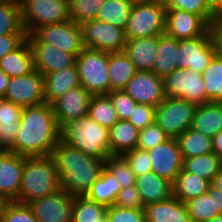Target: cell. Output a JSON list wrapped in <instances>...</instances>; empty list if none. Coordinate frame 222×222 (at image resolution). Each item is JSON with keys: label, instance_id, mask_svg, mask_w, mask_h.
<instances>
[{"label": "cell", "instance_id": "obj_1", "mask_svg": "<svg viewBox=\"0 0 222 222\" xmlns=\"http://www.w3.org/2000/svg\"><path fill=\"white\" fill-rule=\"evenodd\" d=\"M19 131L8 150L22 156L50 155L60 140V128L51 104L43 103L22 109Z\"/></svg>", "mask_w": 222, "mask_h": 222}, {"label": "cell", "instance_id": "obj_2", "mask_svg": "<svg viewBox=\"0 0 222 222\" xmlns=\"http://www.w3.org/2000/svg\"><path fill=\"white\" fill-rule=\"evenodd\" d=\"M58 170L61 189L71 195H85L100 177L105 161L84 154L61 140L50 154Z\"/></svg>", "mask_w": 222, "mask_h": 222}, {"label": "cell", "instance_id": "obj_3", "mask_svg": "<svg viewBox=\"0 0 222 222\" xmlns=\"http://www.w3.org/2000/svg\"><path fill=\"white\" fill-rule=\"evenodd\" d=\"M59 190L58 170L51 155L25 157L20 191L15 202L28 204Z\"/></svg>", "mask_w": 222, "mask_h": 222}, {"label": "cell", "instance_id": "obj_4", "mask_svg": "<svg viewBox=\"0 0 222 222\" xmlns=\"http://www.w3.org/2000/svg\"><path fill=\"white\" fill-rule=\"evenodd\" d=\"M60 140L88 156L104 161L111 157L109 129L89 115L66 123L60 130Z\"/></svg>", "mask_w": 222, "mask_h": 222}, {"label": "cell", "instance_id": "obj_5", "mask_svg": "<svg viewBox=\"0 0 222 222\" xmlns=\"http://www.w3.org/2000/svg\"><path fill=\"white\" fill-rule=\"evenodd\" d=\"M26 35L50 24L70 20L69 0H19Z\"/></svg>", "mask_w": 222, "mask_h": 222}, {"label": "cell", "instance_id": "obj_6", "mask_svg": "<svg viewBox=\"0 0 222 222\" xmlns=\"http://www.w3.org/2000/svg\"><path fill=\"white\" fill-rule=\"evenodd\" d=\"M79 82L92 96L110 92L108 52L84 48L76 57Z\"/></svg>", "mask_w": 222, "mask_h": 222}, {"label": "cell", "instance_id": "obj_7", "mask_svg": "<svg viewBox=\"0 0 222 222\" xmlns=\"http://www.w3.org/2000/svg\"><path fill=\"white\" fill-rule=\"evenodd\" d=\"M166 32V7L145 2L133 4L125 28L126 39L156 37Z\"/></svg>", "mask_w": 222, "mask_h": 222}, {"label": "cell", "instance_id": "obj_8", "mask_svg": "<svg viewBox=\"0 0 222 222\" xmlns=\"http://www.w3.org/2000/svg\"><path fill=\"white\" fill-rule=\"evenodd\" d=\"M197 105L180 98H165L155 111V123L169 138H177L192 127Z\"/></svg>", "mask_w": 222, "mask_h": 222}, {"label": "cell", "instance_id": "obj_9", "mask_svg": "<svg viewBox=\"0 0 222 222\" xmlns=\"http://www.w3.org/2000/svg\"><path fill=\"white\" fill-rule=\"evenodd\" d=\"M162 79L167 98L185 99L197 106L210 102L206 97L202 73L178 68Z\"/></svg>", "mask_w": 222, "mask_h": 222}, {"label": "cell", "instance_id": "obj_10", "mask_svg": "<svg viewBox=\"0 0 222 222\" xmlns=\"http://www.w3.org/2000/svg\"><path fill=\"white\" fill-rule=\"evenodd\" d=\"M80 25L84 48L108 53L124 51L126 45L124 29L97 19L82 22Z\"/></svg>", "mask_w": 222, "mask_h": 222}, {"label": "cell", "instance_id": "obj_11", "mask_svg": "<svg viewBox=\"0 0 222 222\" xmlns=\"http://www.w3.org/2000/svg\"><path fill=\"white\" fill-rule=\"evenodd\" d=\"M217 54L210 29L194 39L179 40L177 47L178 68L203 73Z\"/></svg>", "mask_w": 222, "mask_h": 222}, {"label": "cell", "instance_id": "obj_12", "mask_svg": "<svg viewBox=\"0 0 222 222\" xmlns=\"http://www.w3.org/2000/svg\"><path fill=\"white\" fill-rule=\"evenodd\" d=\"M38 222H73L74 195L59 190L53 195L45 196L28 203Z\"/></svg>", "mask_w": 222, "mask_h": 222}, {"label": "cell", "instance_id": "obj_13", "mask_svg": "<svg viewBox=\"0 0 222 222\" xmlns=\"http://www.w3.org/2000/svg\"><path fill=\"white\" fill-rule=\"evenodd\" d=\"M33 34L41 42L51 44L62 51L74 54L76 57L84 49L81 25L71 19L43 26Z\"/></svg>", "mask_w": 222, "mask_h": 222}, {"label": "cell", "instance_id": "obj_14", "mask_svg": "<svg viewBox=\"0 0 222 222\" xmlns=\"http://www.w3.org/2000/svg\"><path fill=\"white\" fill-rule=\"evenodd\" d=\"M3 98L22 108L45 103L43 75L35 69L27 75L10 78Z\"/></svg>", "mask_w": 222, "mask_h": 222}, {"label": "cell", "instance_id": "obj_15", "mask_svg": "<svg viewBox=\"0 0 222 222\" xmlns=\"http://www.w3.org/2000/svg\"><path fill=\"white\" fill-rule=\"evenodd\" d=\"M26 39L31 47L34 67L42 75L58 72L76 64L74 54L62 51L55 46L41 42L34 34L27 35Z\"/></svg>", "mask_w": 222, "mask_h": 222}, {"label": "cell", "instance_id": "obj_16", "mask_svg": "<svg viewBox=\"0 0 222 222\" xmlns=\"http://www.w3.org/2000/svg\"><path fill=\"white\" fill-rule=\"evenodd\" d=\"M148 153L152 172L173 184L176 176L182 171L184 162L176 138H169L148 150Z\"/></svg>", "mask_w": 222, "mask_h": 222}, {"label": "cell", "instance_id": "obj_17", "mask_svg": "<svg viewBox=\"0 0 222 222\" xmlns=\"http://www.w3.org/2000/svg\"><path fill=\"white\" fill-rule=\"evenodd\" d=\"M124 91L137 103L158 107L166 98L163 79L152 71H138Z\"/></svg>", "mask_w": 222, "mask_h": 222}, {"label": "cell", "instance_id": "obj_18", "mask_svg": "<svg viewBox=\"0 0 222 222\" xmlns=\"http://www.w3.org/2000/svg\"><path fill=\"white\" fill-rule=\"evenodd\" d=\"M91 97L92 95L80 85L55 99L51 106L59 128L72 120L88 115Z\"/></svg>", "mask_w": 222, "mask_h": 222}, {"label": "cell", "instance_id": "obj_19", "mask_svg": "<svg viewBox=\"0 0 222 222\" xmlns=\"http://www.w3.org/2000/svg\"><path fill=\"white\" fill-rule=\"evenodd\" d=\"M210 25L199 15L181 9H166V34L178 40L204 35Z\"/></svg>", "mask_w": 222, "mask_h": 222}, {"label": "cell", "instance_id": "obj_20", "mask_svg": "<svg viewBox=\"0 0 222 222\" xmlns=\"http://www.w3.org/2000/svg\"><path fill=\"white\" fill-rule=\"evenodd\" d=\"M25 157L0 150V194L8 202L18 198Z\"/></svg>", "mask_w": 222, "mask_h": 222}, {"label": "cell", "instance_id": "obj_21", "mask_svg": "<svg viewBox=\"0 0 222 222\" xmlns=\"http://www.w3.org/2000/svg\"><path fill=\"white\" fill-rule=\"evenodd\" d=\"M145 216L146 222H191L185 203L175 196L147 204Z\"/></svg>", "mask_w": 222, "mask_h": 222}, {"label": "cell", "instance_id": "obj_22", "mask_svg": "<svg viewBox=\"0 0 222 222\" xmlns=\"http://www.w3.org/2000/svg\"><path fill=\"white\" fill-rule=\"evenodd\" d=\"M22 107L0 98V150H9L16 140Z\"/></svg>", "mask_w": 222, "mask_h": 222}, {"label": "cell", "instance_id": "obj_23", "mask_svg": "<svg viewBox=\"0 0 222 222\" xmlns=\"http://www.w3.org/2000/svg\"><path fill=\"white\" fill-rule=\"evenodd\" d=\"M44 96L46 103L51 104L55 99L80 86L78 68L75 65L59 70L58 72L43 75Z\"/></svg>", "mask_w": 222, "mask_h": 222}, {"label": "cell", "instance_id": "obj_24", "mask_svg": "<svg viewBox=\"0 0 222 222\" xmlns=\"http://www.w3.org/2000/svg\"><path fill=\"white\" fill-rule=\"evenodd\" d=\"M136 187L144 205L169 199L173 196L172 183L154 172L136 177Z\"/></svg>", "mask_w": 222, "mask_h": 222}, {"label": "cell", "instance_id": "obj_25", "mask_svg": "<svg viewBox=\"0 0 222 222\" xmlns=\"http://www.w3.org/2000/svg\"><path fill=\"white\" fill-rule=\"evenodd\" d=\"M157 36L126 39L124 52L132 60L137 71H152L156 57Z\"/></svg>", "mask_w": 222, "mask_h": 222}, {"label": "cell", "instance_id": "obj_26", "mask_svg": "<svg viewBox=\"0 0 222 222\" xmlns=\"http://www.w3.org/2000/svg\"><path fill=\"white\" fill-rule=\"evenodd\" d=\"M191 128L210 138L218 134L222 130V103L198 105Z\"/></svg>", "mask_w": 222, "mask_h": 222}, {"label": "cell", "instance_id": "obj_27", "mask_svg": "<svg viewBox=\"0 0 222 222\" xmlns=\"http://www.w3.org/2000/svg\"><path fill=\"white\" fill-rule=\"evenodd\" d=\"M179 40L164 33L157 36L156 57L153 69L157 76L165 77L178 69L177 47Z\"/></svg>", "mask_w": 222, "mask_h": 222}, {"label": "cell", "instance_id": "obj_28", "mask_svg": "<svg viewBox=\"0 0 222 222\" xmlns=\"http://www.w3.org/2000/svg\"><path fill=\"white\" fill-rule=\"evenodd\" d=\"M140 130L128 120H118L109 129L111 156H122L127 151L137 148Z\"/></svg>", "mask_w": 222, "mask_h": 222}, {"label": "cell", "instance_id": "obj_29", "mask_svg": "<svg viewBox=\"0 0 222 222\" xmlns=\"http://www.w3.org/2000/svg\"><path fill=\"white\" fill-rule=\"evenodd\" d=\"M132 60L123 52L108 53V76L110 91L124 90L137 73Z\"/></svg>", "mask_w": 222, "mask_h": 222}, {"label": "cell", "instance_id": "obj_30", "mask_svg": "<svg viewBox=\"0 0 222 222\" xmlns=\"http://www.w3.org/2000/svg\"><path fill=\"white\" fill-rule=\"evenodd\" d=\"M0 69L10 78L24 76L35 70L31 47L27 39L14 51L0 59Z\"/></svg>", "mask_w": 222, "mask_h": 222}, {"label": "cell", "instance_id": "obj_31", "mask_svg": "<svg viewBox=\"0 0 222 222\" xmlns=\"http://www.w3.org/2000/svg\"><path fill=\"white\" fill-rule=\"evenodd\" d=\"M121 189L119 182L105 167L100 177L92 184L85 196L90 200L110 207L113 206Z\"/></svg>", "mask_w": 222, "mask_h": 222}, {"label": "cell", "instance_id": "obj_32", "mask_svg": "<svg viewBox=\"0 0 222 222\" xmlns=\"http://www.w3.org/2000/svg\"><path fill=\"white\" fill-rule=\"evenodd\" d=\"M172 186L173 196L185 203L187 200L206 193L210 182L182 169Z\"/></svg>", "mask_w": 222, "mask_h": 222}, {"label": "cell", "instance_id": "obj_33", "mask_svg": "<svg viewBox=\"0 0 222 222\" xmlns=\"http://www.w3.org/2000/svg\"><path fill=\"white\" fill-rule=\"evenodd\" d=\"M222 169V159L214 152L200 156L184 158L183 170L211 182Z\"/></svg>", "mask_w": 222, "mask_h": 222}, {"label": "cell", "instance_id": "obj_34", "mask_svg": "<svg viewBox=\"0 0 222 222\" xmlns=\"http://www.w3.org/2000/svg\"><path fill=\"white\" fill-rule=\"evenodd\" d=\"M184 158L212 153V138L190 128L176 138Z\"/></svg>", "mask_w": 222, "mask_h": 222}, {"label": "cell", "instance_id": "obj_35", "mask_svg": "<svg viewBox=\"0 0 222 222\" xmlns=\"http://www.w3.org/2000/svg\"><path fill=\"white\" fill-rule=\"evenodd\" d=\"M191 222H208L219 215L215 209L214 188L209 186L208 191L185 202Z\"/></svg>", "mask_w": 222, "mask_h": 222}, {"label": "cell", "instance_id": "obj_36", "mask_svg": "<svg viewBox=\"0 0 222 222\" xmlns=\"http://www.w3.org/2000/svg\"><path fill=\"white\" fill-rule=\"evenodd\" d=\"M132 7L133 4L127 0H106L96 19L125 30Z\"/></svg>", "mask_w": 222, "mask_h": 222}, {"label": "cell", "instance_id": "obj_37", "mask_svg": "<svg viewBox=\"0 0 222 222\" xmlns=\"http://www.w3.org/2000/svg\"><path fill=\"white\" fill-rule=\"evenodd\" d=\"M206 97L210 102L222 103V57L216 54L202 73Z\"/></svg>", "mask_w": 222, "mask_h": 222}, {"label": "cell", "instance_id": "obj_38", "mask_svg": "<svg viewBox=\"0 0 222 222\" xmlns=\"http://www.w3.org/2000/svg\"><path fill=\"white\" fill-rule=\"evenodd\" d=\"M11 33H25L19 0H0V36Z\"/></svg>", "mask_w": 222, "mask_h": 222}, {"label": "cell", "instance_id": "obj_39", "mask_svg": "<svg viewBox=\"0 0 222 222\" xmlns=\"http://www.w3.org/2000/svg\"><path fill=\"white\" fill-rule=\"evenodd\" d=\"M88 115L107 129H110L119 120L115 108L106 94L91 97Z\"/></svg>", "mask_w": 222, "mask_h": 222}, {"label": "cell", "instance_id": "obj_40", "mask_svg": "<svg viewBox=\"0 0 222 222\" xmlns=\"http://www.w3.org/2000/svg\"><path fill=\"white\" fill-rule=\"evenodd\" d=\"M108 207L90 200L85 195L74 196V220L73 222H99L107 213Z\"/></svg>", "mask_w": 222, "mask_h": 222}, {"label": "cell", "instance_id": "obj_41", "mask_svg": "<svg viewBox=\"0 0 222 222\" xmlns=\"http://www.w3.org/2000/svg\"><path fill=\"white\" fill-rule=\"evenodd\" d=\"M106 0H69V16L77 24L96 19Z\"/></svg>", "mask_w": 222, "mask_h": 222}, {"label": "cell", "instance_id": "obj_42", "mask_svg": "<svg viewBox=\"0 0 222 222\" xmlns=\"http://www.w3.org/2000/svg\"><path fill=\"white\" fill-rule=\"evenodd\" d=\"M105 167L116 178L122 188L136 185V176L122 156H111L105 161Z\"/></svg>", "mask_w": 222, "mask_h": 222}, {"label": "cell", "instance_id": "obj_43", "mask_svg": "<svg viewBox=\"0 0 222 222\" xmlns=\"http://www.w3.org/2000/svg\"><path fill=\"white\" fill-rule=\"evenodd\" d=\"M166 9H181L201 16L209 25L217 18L204 0H170Z\"/></svg>", "mask_w": 222, "mask_h": 222}, {"label": "cell", "instance_id": "obj_44", "mask_svg": "<svg viewBox=\"0 0 222 222\" xmlns=\"http://www.w3.org/2000/svg\"><path fill=\"white\" fill-rule=\"evenodd\" d=\"M0 222H38L28 204L8 202L3 210Z\"/></svg>", "mask_w": 222, "mask_h": 222}, {"label": "cell", "instance_id": "obj_45", "mask_svg": "<svg viewBox=\"0 0 222 222\" xmlns=\"http://www.w3.org/2000/svg\"><path fill=\"white\" fill-rule=\"evenodd\" d=\"M136 177L152 172L150 156L147 150L135 148L122 155Z\"/></svg>", "mask_w": 222, "mask_h": 222}, {"label": "cell", "instance_id": "obj_46", "mask_svg": "<svg viewBox=\"0 0 222 222\" xmlns=\"http://www.w3.org/2000/svg\"><path fill=\"white\" fill-rule=\"evenodd\" d=\"M115 108L118 119L129 120L137 103L124 91L115 90L106 94Z\"/></svg>", "mask_w": 222, "mask_h": 222}, {"label": "cell", "instance_id": "obj_47", "mask_svg": "<svg viewBox=\"0 0 222 222\" xmlns=\"http://www.w3.org/2000/svg\"><path fill=\"white\" fill-rule=\"evenodd\" d=\"M168 139L167 134L154 122L140 130L137 148L148 151Z\"/></svg>", "mask_w": 222, "mask_h": 222}, {"label": "cell", "instance_id": "obj_48", "mask_svg": "<svg viewBox=\"0 0 222 222\" xmlns=\"http://www.w3.org/2000/svg\"><path fill=\"white\" fill-rule=\"evenodd\" d=\"M109 222H146L145 209L110 206L107 209Z\"/></svg>", "mask_w": 222, "mask_h": 222}, {"label": "cell", "instance_id": "obj_49", "mask_svg": "<svg viewBox=\"0 0 222 222\" xmlns=\"http://www.w3.org/2000/svg\"><path fill=\"white\" fill-rule=\"evenodd\" d=\"M116 207L145 209L141 194L136 185L122 188L113 204Z\"/></svg>", "mask_w": 222, "mask_h": 222}, {"label": "cell", "instance_id": "obj_50", "mask_svg": "<svg viewBox=\"0 0 222 222\" xmlns=\"http://www.w3.org/2000/svg\"><path fill=\"white\" fill-rule=\"evenodd\" d=\"M155 111L156 107L151 105L137 104L128 121L139 130L144 129L155 122Z\"/></svg>", "mask_w": 222, "mask_h": 222}, {"label": "cell", "instance_id": "obj_51", "mask_svg": "<svg viewBox=\"0 0 222 222\" xmlns=\"http://www.w3.org/2000/svg\"><path fill=\"white\" fill-rule=\"evenodd\" d=\"M26 33H11L0 36V59L7 53L14 51L18 48L25 40Z\"/></svg>", "mask_w": 222, "mask_h": 222}, {"label": "cell", "instance_id": "obj_52", "mask_svg": "<svg viewBox=\"0 0 222 222\" xmlns=\"http://www.w3.org/2000/svg\"><path fill=\"white\" fill-rule=\"evenodd\" d=\"M210 32L216 48V52L222 57V16L217 18L210 25Z\"/></svg>", "mask_w": 222, "mask_h": 222}, {"label": "cell", "instance_id": "obj_53", "mask_svg": "<svg viewBox=\"0 0 222 222\" xmlns=\"http://www.w3.org/2000/svg\"><path fill=\"white\" fill-rule=\"evenodd\" d=\"M212 150L222 159V130L212 138Z\"/></svg>", "mask_w": 222, "mask_h": 222}, {"label": "cell", "instance_id": "obj_54", "mask_svg": "<svg viewBox=\"0 0 222 222\" xmlns=\"http://www.w3.org/2000/svg\"><path fill=\"white\" fill-rule=\"evenodd\" d=\"M9 81L10 77L7 76L2 69H0V98L5 96L8 89Z\"/></svg>", "mask_w": 222, "mask_h": 222}, {"label": "cell", "instance_id": "obj_55", "mask_svg": "<svg viewBox=\"0 0 222 222\" xmlns=\"http://www.w3.org/2000/svg\"><path fill=\"white\" fill-rule=\"evenodd\" d=\"M210 186L216 190L222 191V169L212 178Z\"/></svg>", "mask_w": 222, "mask_h": 222}, {"label": "cell", "instance_id": "obj_56", "mask_svg": "<svg viewBox=\"0 0 222 222\" xmlns=\"http://www.w3.org/2000/svg\"><path fill=\"white\" fill-rule=\"evenodd\" d=\"M215 209L219 210V215H222V191L214 189Z\"/></svg>", "mask_w": 222, "mask_h": 222}, {"label": "cell", "instance_id": "obj_57", "mask_svg": "<svg viewBox=\"0 0 222 222\" xmlns=\"http://www.w3.org/2000/svg\"><path fill=\"white\" fill-rule=\"evenodd\" d=\"M207 6L215 13L216 16H219V0H204Z\"/></svg>", "mask_w": 222, "mask_h": 222}, {"label": "cell", "instance_id": "obj_58", "mask_svg": "<svg viewBox=\"0 0 222 222\" xmlns=\"http://www.w3.org/2000/svg\"><path fill=\"white\" fill-rule=\"evenodd\" d=\"M8 201L0 194V218Z\"/></svg>", "mask_w": 222, "mask_h": 222}, {"label": "cell", "instance_id": "obj_59", "mask_svg": "<svg viewBox=\"0 0 222 222\" xmlns=\"http://www.w3.org/2000/svg\"><path fill=\"white\" fill-rule=\"evenodd\" d=\"M170 0H149V2L158 3L166 6Z\"/></svg>", "mask_w": 222, "mask_h": 222}, {"label": "cell", "instance_id": "obj_60", "mask_svg": "<svg viewBox=\"0 0 222 222\" xmlns=\"http://www.w3.org/2000/svg\"><path fill=\"white\" fill-rule=\"evenodd\" d=\"M208 222H222V215H218Z\"/></svg>", "mask_w": 222, "mask_h": 222}, {"label": "cell", "instance_id": "obj_61", "mask_svg": "<svg viewBox=\"0 0 222 222\" xmlns=\"http://www.w3.org/2000/svg\"><path fill=\"white\" fill-rule=\"evenodd\" d=\"M127 1L131 2L132 4L149 2V0H127Z\"/></svg>", "mask_w": 222, "mask_h": 222}, {"label": "cell", "instance_id": "obj_62", "mask_svg": "<svg viewBox=\"0 0 222 222\" xmlns=\"http://www.w3.org/2000/svg\"><path fill=\"white\" fill-rule=\"evenodd\" d=\"M99 222H109L107 218V213L102 218H100Z\"/></svg>", "mask_w": 222, "mask_h": 222}, {"label": "cell", "instance_id": "obj_63", "mask_svg": "<svg viewBox=\"0 0 222 222\" xmlns=\"http://www.w3.org/2000/svg\"><path fill=\"white\" fill-rule=\"evenodd\" d=\"M219 16H222V0H219Z\"/></svg>", "mask_w": 222, "mask_h": 222}]
</instances>
